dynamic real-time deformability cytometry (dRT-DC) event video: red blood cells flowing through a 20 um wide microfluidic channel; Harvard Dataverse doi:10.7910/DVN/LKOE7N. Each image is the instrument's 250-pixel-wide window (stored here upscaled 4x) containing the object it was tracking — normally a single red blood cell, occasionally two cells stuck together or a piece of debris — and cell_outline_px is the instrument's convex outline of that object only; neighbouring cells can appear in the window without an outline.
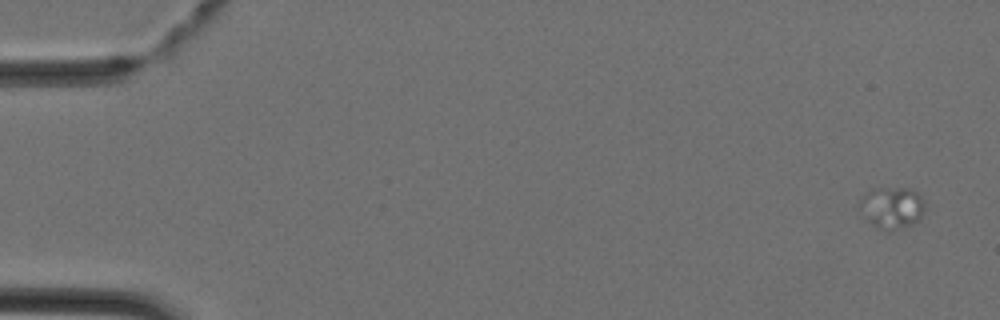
{"species": "Egyptian fruit bat (a non-hibernating species)", "species_latin": "Rousettus aegyptiacus", "temperature_condition": "cold", "stored_images_in_passage": 6, "camera_frame_rate_fps": 3000, "um_per_image_px": 0.085, "animal": {"sex": "female"}, "frame": {"image": 1, "passage_image": 2, "time_ms": 0.333, "image_size_px": [1000, 320], "cell_outline_px": [[924, 208], [920, 220], [912, 224], [888, 232], [872, 224], [860, 204], [860, 200], [872, 188], [912, 188], [924, 200]], "centroid_in_image_um": [75.88, 17.64], "position_along_channel_um": 9.1, "area_um2": 15.49}}